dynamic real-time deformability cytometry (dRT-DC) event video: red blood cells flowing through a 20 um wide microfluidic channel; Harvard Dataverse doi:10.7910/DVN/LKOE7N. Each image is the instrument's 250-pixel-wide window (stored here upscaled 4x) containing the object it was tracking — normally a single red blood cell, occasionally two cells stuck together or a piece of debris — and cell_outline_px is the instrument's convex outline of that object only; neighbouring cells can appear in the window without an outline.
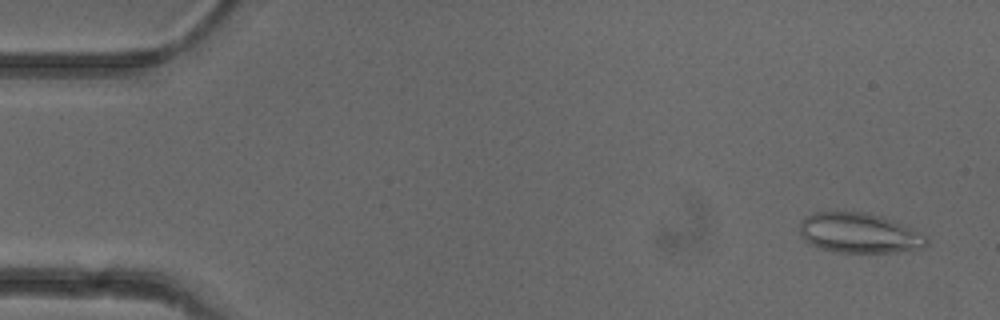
{"species": "common noctule bat (a hibernating species)", "species_latin": "Nyctalus noctula", "temperature_condition": "cold", "stored_images_in_passage": 51, "camera_frame_rate_fps": 3000, "um_per_image_px": 0.085, "animal": {"sex": "female"}, "frame": {"image": 1, "passage_image": 2, "time_ms": 0.333, "image_size_px": [1000, 320], "cell_outline_px": [[928, 244], [920, 248], [896, 252], [832, 252], [820, 248], [804, 240], [800, 236], [800, 220], [812, 212], [864, 212], [884, 216], [908, 224], [928, 236]], "centroid_in_image_um": [73.07, 19.79], "position_along_channel_um": 11.9, "area_um2": 30.17}}
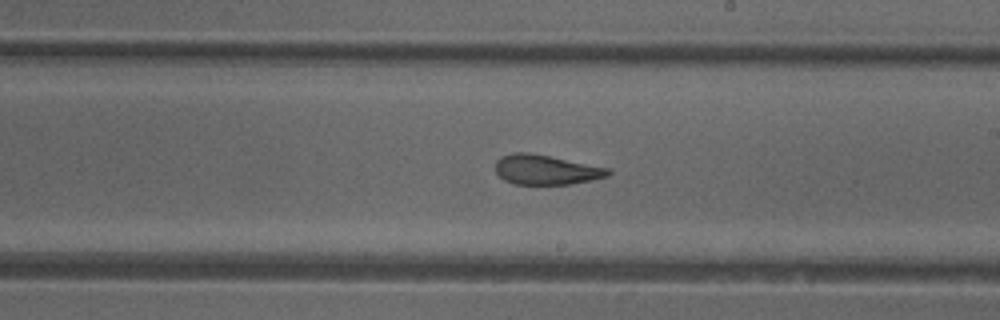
{"frame": {"image": 2, "passage_image": 29, "time_ms": 9.333, "image_size_px": [1000, 320], "cell_outline_px": [[612, 172], [608, 176], [592, 180], [568, 184], [516, 184], [504, 180], [496, 172], [496, 160], [500, 156], [512, 152], [528, 152], [608, 168]], "centroid_in_image_um": [46.37, 14.42], "position_along_channel_um": 242.6, "area_um2": 19.36}}
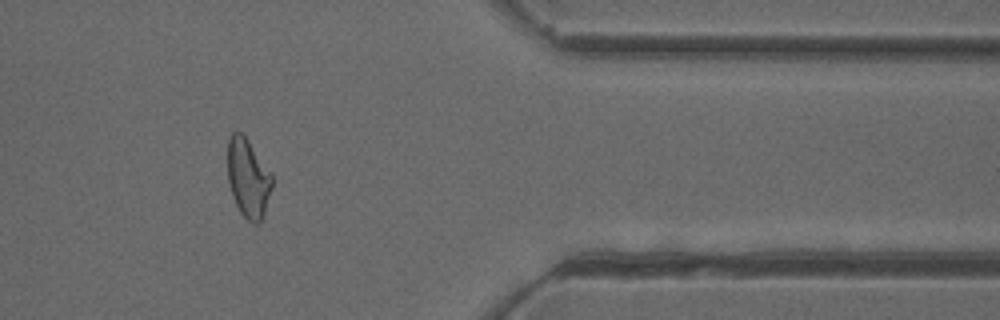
{"frame": {"image": 3, "passage_image": 42, "time_ms": 13.667, "image_size_px": [1000, 320], "cell_outline_px": [[272, 188], [264, 216], [256, 224], [252, 224], [240, 212], [236, 204], [228, 180], [228, 136], [232, 132], [240, 132], [248, 140], [272, 172]], "centroid_in_image_um": [21.11, 15.13], "position_along_channel_um": 390.3, "area_um2": 20.46}, "authors_computed_cell_mechanics": {"area_um2": 21.6172, "velocity_mm_per_s": 3.9388, "shape_relaxation_time_tau1_ms": 7.5457, "shape_relaxation_time_tau2_ms": 1.9326, "deformation_change_tau1": 0.1782, "deformation_change_tau2": 0.0933}}